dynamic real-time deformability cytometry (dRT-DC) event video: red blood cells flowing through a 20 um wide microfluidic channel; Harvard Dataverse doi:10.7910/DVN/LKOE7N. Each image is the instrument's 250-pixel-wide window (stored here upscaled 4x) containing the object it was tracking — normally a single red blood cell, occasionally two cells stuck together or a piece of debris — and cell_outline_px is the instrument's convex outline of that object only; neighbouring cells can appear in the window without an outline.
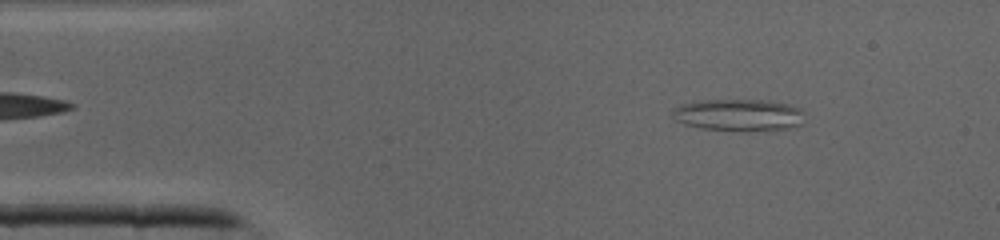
{"species": "common noctule bat (a hibernating species)", "species_latin": "Nyctalus noctula", "temperature_condition": "cold", "stored_images_in_passage": 40, "camera_frame_rate_fps": 3000, "um_per_image_px": 0.085, "animal": {"sex": "male", "body_mass_g": 19.0, "forearm_length_mm": 50.8}, "frame": {"image": 1, "passage_image": 4, "time_ms": 1.0, "image_size_px": [1000, 240], "cell_outline_px": [[804, 124], [792, 128], [776, 132], [736, 132], [700, 128], [684, 124], [676, 120], [672, 116], [672, 112], [680, 104], [704, 100], [768, 100], [788, 104], [800, 108], [804, 112]], "centroid_in_image_um": [62.89, 9.82], "position_along_channel_um": 22.1, "area_um2": 25.66}}
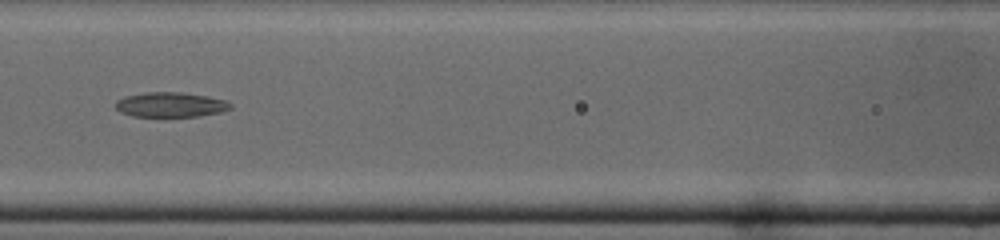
{"frame": {"image": 2, "passage_image": 16, "time_ms": 5.0, "image_size_px": [1000, 240], "cell_outline_px": [[232, 108], [220, 112], [196, 116], [132, 116], [120, 112], [116, 108], [116, 100], [124, 96], [148, 92], [180, 92], [208, 96], [228, 100], [232, 104]], "centroid_in_image_um": [14.51, 8.89], "position_along_channel_um": 152.1, "area_um2": 16.65}}
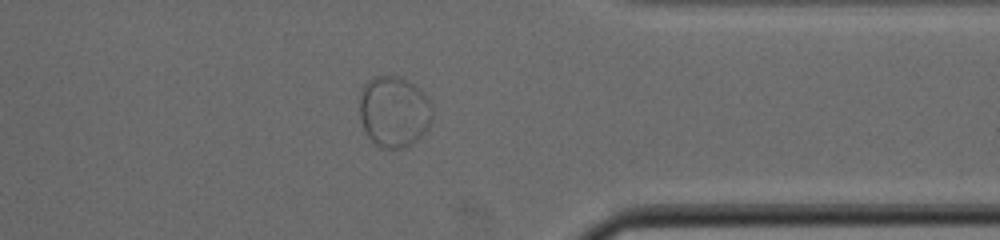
{"frame": {"image": 3, "passage_image": 31, "time_ms": 10.0, "image_size_px": [1000, 240], "cell_outline_px": [[432, 116], [428, 124], [420, 136], [416, 140], [404, 148], [384, 148], [376, 144], [364, 132], [360, 120], [360, 96], [364, 84], [372, 76], [400, 76], [408, 80], [428, 96], [432, 108]], "centroid_in_image_um": [33.46, 9.46], "position_along_channel_um": 377.9, "area_um2": 30.11}}